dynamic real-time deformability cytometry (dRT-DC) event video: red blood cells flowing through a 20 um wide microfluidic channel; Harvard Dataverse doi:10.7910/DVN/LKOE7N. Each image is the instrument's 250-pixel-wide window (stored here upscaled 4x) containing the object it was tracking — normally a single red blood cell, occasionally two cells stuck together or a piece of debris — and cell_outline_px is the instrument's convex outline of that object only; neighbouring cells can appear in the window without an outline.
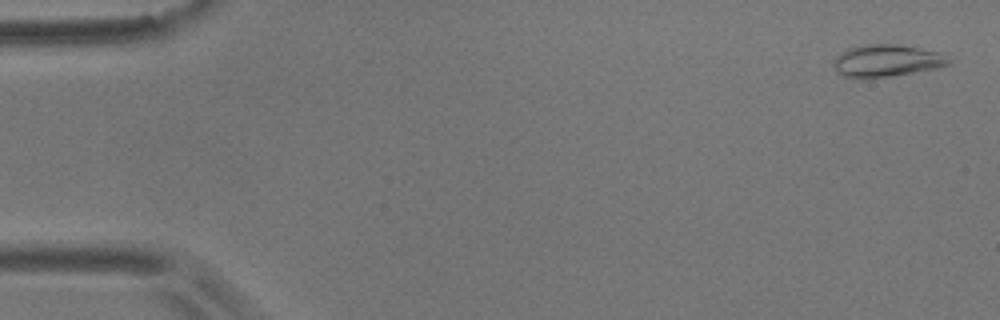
{"species": "common noctule bat (a hibernating species)", "species_latin": "Nyctalus noctula", "temperature_condition": "room temperature", "stored_images_in_passage": 56, "camera_frame_rate_fps": 3000, "um_per_image_px": 0.085, "animal": {"sex": "male", "body_mass_g": 17.9}, "frame": {"image": 1, "passage_image": 2, "time_ms": 0.333, "image_size_px": [1000, 320], "cell_outline_px": [[952, 60], [948, 64], [936, 68], [892, 76], [864, 80], [860, 80], [844, 76], [836, 72], [832, 64], [832, 60], [840, 52], [848, 48], [860, 44], [896, 44], [940, 52]], "centroid_in_image_um": [75.28, 5.18], "position_along_channel_um": 9.7, "area_um2": 22.08}}
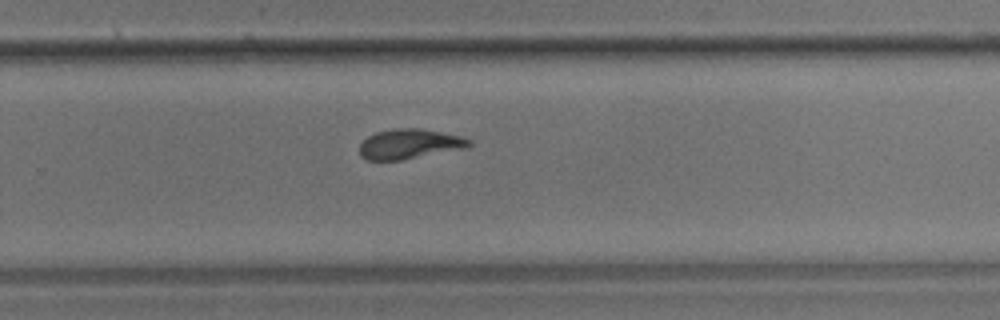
{"frame": {"image": 2, "passage_image": 37, "time_ms": 12.0, "image_size_px": [1000, 320], "cell_outline_px": [[472, 144], [468, 148], [400, 160], [364, 160], [360, 156], [360, 144], [368, 136], [376, 132], [392, 128], [420, 128], [460, 136], [472, 140]], "centroid_in_image_um": [34.81, 12.24], "position_along_channel_um": 295.0, "area_um2": 19.19}}
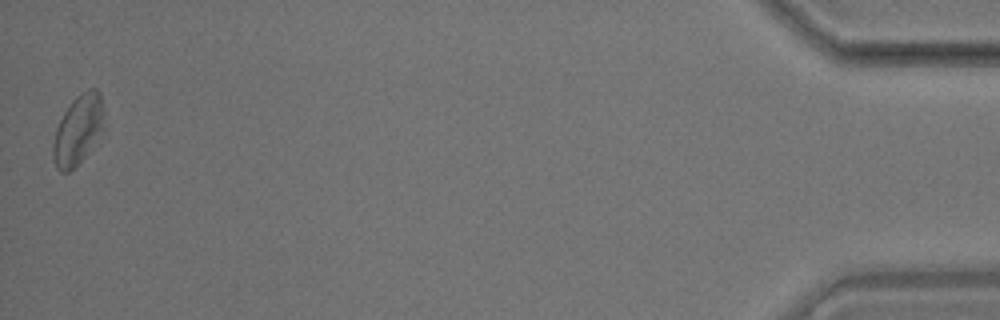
{"frame": {"image": 3, "passage_image": 56, "time_ms": 18.333, "image_size_px": [1000, 320], "cell_outline_px": [[104, 112], [100, 128], [88, 152], [68, 172], [60, 172], [56, 168], [52, 152], [52, 144], [56, 128], [64, 112], [72, 100], [76, 96], [88, 88], [96, 88], [100, 92], [104, 108]], "centroid_in_image_um": [6.59, 10.99], "position_along_channel_um": 428.6, "area_um2": 20.11}, "authors_computed_cell_mechanics": {"area_um2": 19.4497, "velocity_mm_per_s": 3.5357, "shape_relaxation_time_tau1_ms": 4.9648, "shape_relaxation_time_tau2_ms": 3.6471, "deformation_change_tau1": 0.1363, "deformation_change_tau2": 0.1051}}